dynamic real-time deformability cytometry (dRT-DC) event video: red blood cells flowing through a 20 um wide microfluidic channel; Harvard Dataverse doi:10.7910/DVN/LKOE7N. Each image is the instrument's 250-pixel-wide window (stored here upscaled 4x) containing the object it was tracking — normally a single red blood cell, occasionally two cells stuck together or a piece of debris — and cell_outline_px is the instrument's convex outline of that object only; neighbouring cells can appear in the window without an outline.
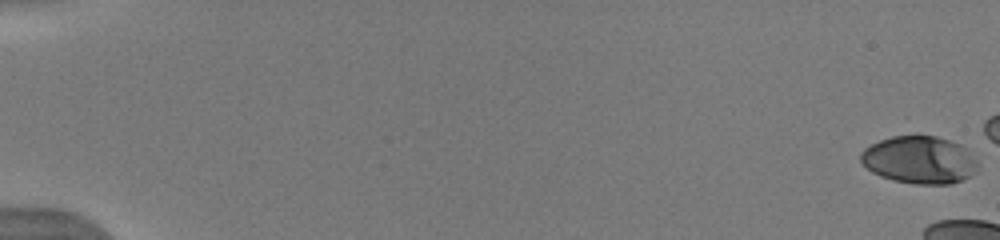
{"species": "human", "species_latin": "Homo sapiens", "temperature_condition": "warm", "stored_images_in_passage": 10, "camera_frame_rate_fps": 3000, "um_per_image_px": 0.085, "donor": {"sex": "male"}, "frame": {"image": 1, "passage_image": 1, "time_ms": 0.0, "image_size_px": [1000, 240], "cell_outline_px": [[980, 164], [976, 172], [972, 176], [964, 180], [952, 184], [912, 184], [892, 180], [880, 176], [872, 172], [860, 160], [860, 152], [864, 148], [880, 140], [892, 136], [936, 136], [960, 144]], "centroid_in_image_um": [78.17, 13.61], "position_along_channel_um": 6.8, "area_um2": 32.6}}